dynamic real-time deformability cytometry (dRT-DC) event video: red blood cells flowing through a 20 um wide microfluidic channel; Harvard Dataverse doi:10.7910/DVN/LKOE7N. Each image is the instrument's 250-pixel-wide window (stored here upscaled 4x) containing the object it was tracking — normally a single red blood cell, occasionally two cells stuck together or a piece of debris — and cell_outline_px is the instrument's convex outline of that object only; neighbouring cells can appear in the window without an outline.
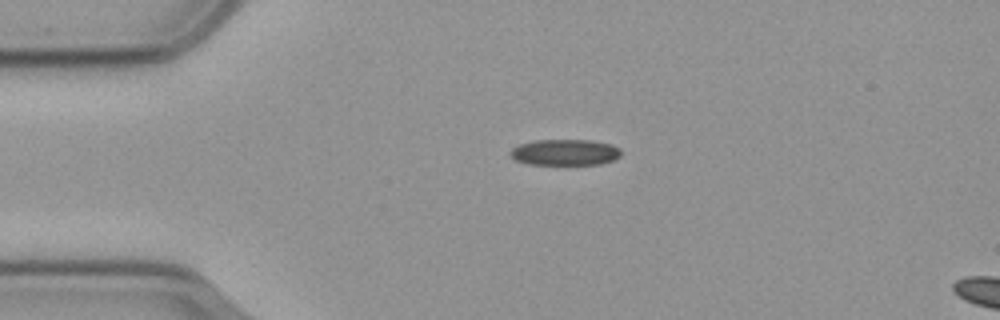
{"species": "common noctule bat (a hibernating species)", "species_latin": "Nyctalus noctula", "temperature_condition": "cold", "stored_images_in_passage": 14, "camera_frame_rate_fps": 3000, "um_per_image_px": 0.085, "animal": {"sex": "male", "body_mass_g": 23.1, "forearm_length_mm": 52.7}, "frame": {"image": 1, "passage_image": 10, "time_ms": 3.0, "image_size_px": [1000, 320], "cell_outline_px": [[620, 156], [612, 160], [600, 164], [528, 164], [516, 160], [508, 152], [512, 148], [520, 144], [536, 140], [588, 140], [612, 144], [620, 148]], "centroid_in_image_um": [48.02, 12.94], "position_along_channel_um": 37.0, "area_um2": 16.7}}